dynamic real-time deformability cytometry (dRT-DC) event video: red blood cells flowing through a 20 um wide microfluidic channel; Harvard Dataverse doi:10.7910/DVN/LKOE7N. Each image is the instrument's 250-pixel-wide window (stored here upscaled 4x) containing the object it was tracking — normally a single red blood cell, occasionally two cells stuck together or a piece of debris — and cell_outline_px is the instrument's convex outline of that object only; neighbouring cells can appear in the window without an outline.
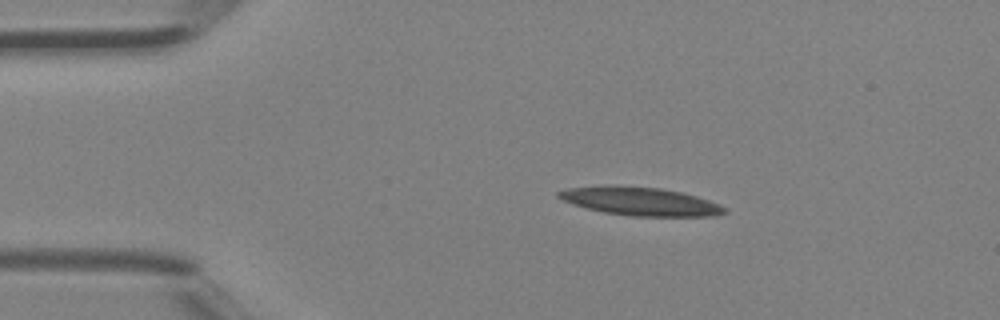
{"species": "Egyptian fruit bat (a non-hibernating species)", "species_latin": "Rousettus aegyptiacus", "temperature_condition": "room temperature", "stored_images_in_passage": 3, "camera_frame_rate_fps": 3000, "um_per_image_px": 0.085, "animal": {"sex": "female"}, "frame": {"image": 1, "passage_image": 2, "time_ms": 0.333, "image_size_px": [1000, 320], "cell_outline_px": [[728, 212], [716, 216], [632, 216], [604, 212], [572, 204], [556, 196], [556, 192], [568, 188], [604, 184], [660, 188], [680, 192], [696, 196], [720, 204], [728, 208]], "centroid_in_image_um": [54.43, 17.1], "position_along_channel_um": 30.6, "area_um2": 27.57}}